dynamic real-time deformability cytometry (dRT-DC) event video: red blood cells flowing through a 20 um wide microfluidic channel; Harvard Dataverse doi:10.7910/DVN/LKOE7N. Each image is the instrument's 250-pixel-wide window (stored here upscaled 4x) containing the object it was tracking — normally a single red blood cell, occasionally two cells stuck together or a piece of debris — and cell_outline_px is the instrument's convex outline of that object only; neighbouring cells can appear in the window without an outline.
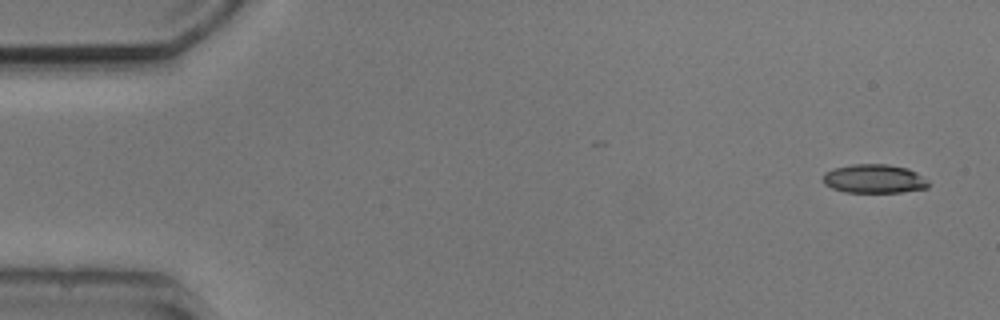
{"species": "common noctule bat (a hibernating species)", "species_latin": "Nyctalus noctula", "temperature_condition": "cold", "stored_images_in_passage": 4, "camera_frame_rate_fps": 3000, "um_per_image_px": 0.085, "animal": {"sex": "male", "body_mass_g": 20.5, "forearm_length_mm": 52.5}, "frame": {"image": 1, "passage_image": 1, "time_ms": 0.0, "image_size_px": [1000, 320], "cell_outline_px": [[928, 188], [900, 192], [844, 192], [832, 188], [824, 184], [824, 172], [836, 168], [852, 164], [888, 164], [908, 168], [916, 172], [928, 180]], "centroid_in_image_um": [74.32, 15.19], "position_along_channel_um": 10.7, "area_um2": 17.69}}
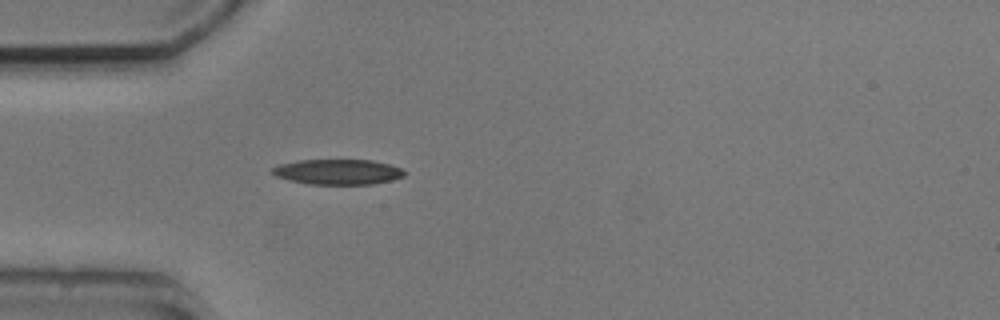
{"frame": {"image": 2, "passage_image": 4, "time_ms": 4.333, "image_size_px": [1000, 320], "cell_outline_px": [[404, 176], [392, 180], [372, 184], [308, 184], [276, 176], [272, 172], [272, 168], [280, 164], [300, 160], [372, 160], [388, 164], [400, 168], [404, 172]], "centroid_in_image_um": [28.73, 14.61], "position_along_channel_um": 56.3, "area_um2": 19.19}}